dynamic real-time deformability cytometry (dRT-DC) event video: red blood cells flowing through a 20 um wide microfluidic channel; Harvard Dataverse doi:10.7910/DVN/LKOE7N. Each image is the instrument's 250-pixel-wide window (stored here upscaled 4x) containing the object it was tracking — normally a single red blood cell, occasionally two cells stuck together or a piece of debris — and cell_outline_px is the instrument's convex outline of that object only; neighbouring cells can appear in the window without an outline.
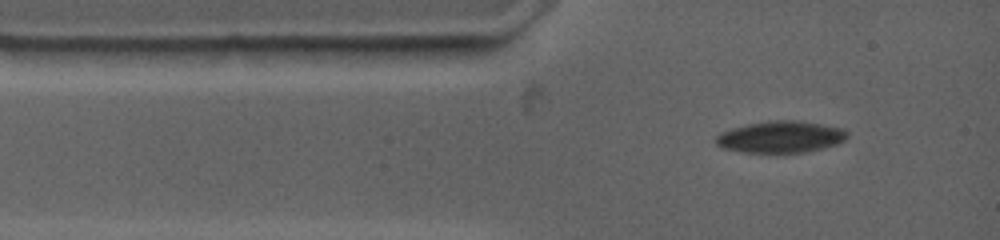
{"species": "common noctule bat (a hibernating species)", "species_latin": "Nyctalus noctula", "temperature_condition": "warm", "stored_images_in_passage": 6, "camera_frame_rate_fps": 4500, "um_per_image_px": 0.085, "animal": {"sex": "female", "body_mass_g": 19.0, "forearm_length_mm": 53.3}, "frame": {"image": 1, "passage_image": 1, "time_ms": 0.0, "image_size_px": [1000, 240], "cell_outline_px": [[848, 136], [844, 140], [836, 144], [824, 148], [804, 152], [776, 156], [740, 152], [720, 148], [716, 144], [716, 136], [720, 132], [732, 128], [748, 124], [768, 120], [800, 120], [844, 128], [848, 132]], "centroid_in_image_um": [66.33, 11.68], "position_along_channel_um": 18.7, "area_um2": 25.37}}
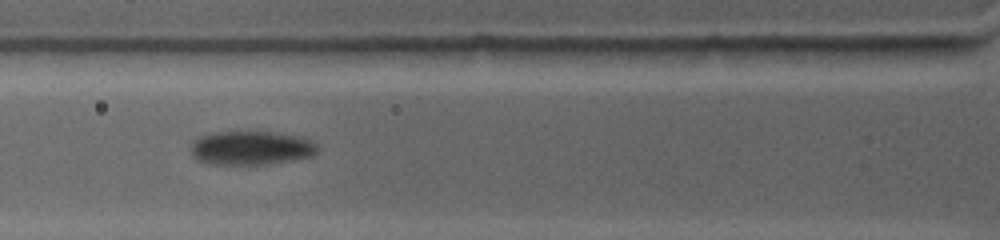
{"frame": {"image": 2, "passage_image": 4, "time_ms": 2.889, "image_size_px": [1000, 240], "cell_outline_px": [[316, 152], [312, 156], [292, 160], [260, 164], [216, 164], [196, 160], [192, 152], [192, 140], [196, 136], [212, 132], [272, 132], [296, 136], [308, 140], [316, 144]], "centroid_in_image_um": [21.27, 12.57], "position_along_channel_um": 104.5, "area_um2": 24.68}}
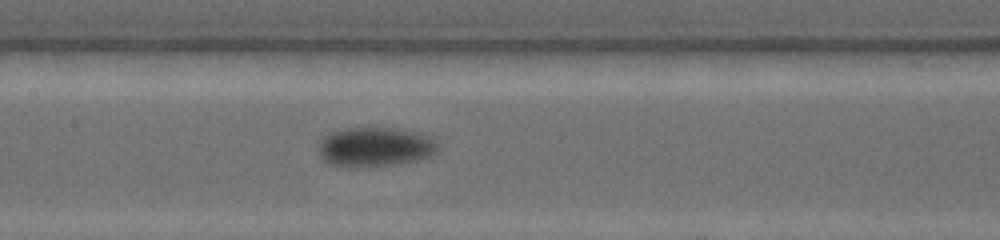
{"frame": {"image": 3, "passage_image": 6, "time_ms": 4.889, "image_size_px": [1000, 240], "cell_outline_px": [[440, 148], [436, 152], [428, 156], [416, 160], [392, 164], [356, 168], [332, 164], [324, 160], [320, 156], [320, 140], [324, 136], [332, 132], [344, 128], [400, 128], [420, 132], [428, 136]], "centroid_in_image_um": [31.88, 12.48], "position_along_channel_um": 175.5, "area_um2": 27.28}}